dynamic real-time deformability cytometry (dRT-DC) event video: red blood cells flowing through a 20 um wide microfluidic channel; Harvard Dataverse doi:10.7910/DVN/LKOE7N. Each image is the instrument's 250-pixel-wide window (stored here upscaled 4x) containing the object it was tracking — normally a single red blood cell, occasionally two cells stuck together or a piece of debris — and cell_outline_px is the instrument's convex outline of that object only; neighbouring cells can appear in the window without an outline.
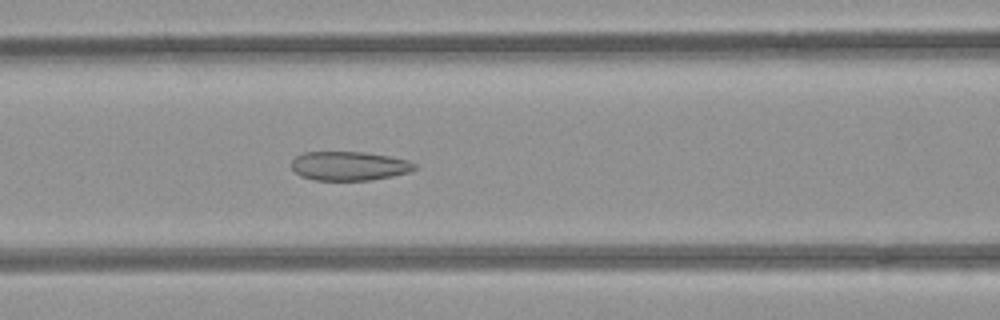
{"species": "common noctule bat (a hibernating species)", "species_latin": "Nyctalus noctula", "temperature_condition": "room temperature", "stored_images_in_passage": 44, "camera_frame_rate_fps": 3000, "um_per_image_px": 0.085, "animal": {"sex": "female", "body_mass_g": 21.9}, "frame": {"image": 1, "passage_image": 14, "time_ms": 4.333, "image_size_px": [1000, 320], "cell_outline_px": [[416, 168], [408, 172], [392, 176], [368, 180], [312, 180], [300, 176], [292, 168], [292, 160], [296, 156], [304, 152], [364, 152], [388, 156], [408, 160], [416, 164]], "centroid_in_image_um": [29.66, 14.1], "position_along_channel_um": 136.9, "area_um2": 20.75}}
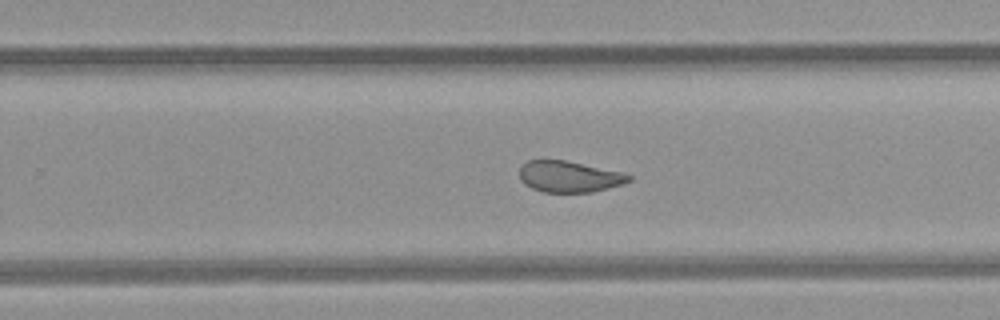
{"frame": {"image": 2, "passage_image": 25, "time_ms": 8.0, "image_size_px": [1000, 320], "cell_outline_px": [[632, 180], [624, 184], [592, 192], [544, 192], [532, 188], [524, 184], [520, 180], [520, 168], [528, 160], [564, 160], [620, 172], [632, 176]], "centroid_in_image_um": [48.38, 15.02], "position_along_channel_um": 281.4, "area_um2": 19.71}}
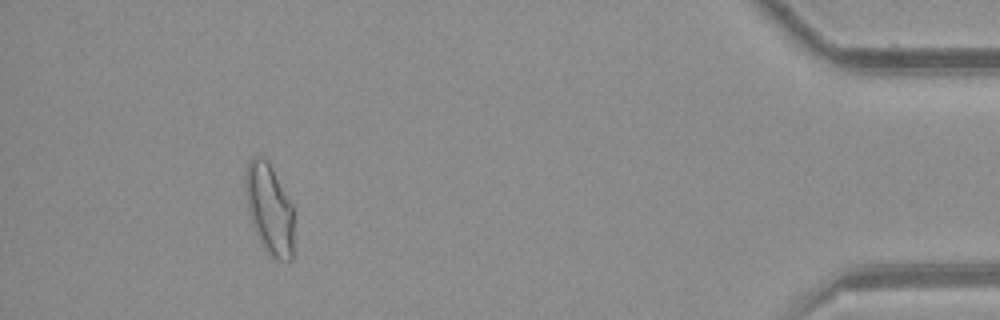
{"frame": {"image": 3, "passage_image": 40, "time_ms": 13.0, "image_size_px": [1000, 320], "cell_outline_px": [[292, 260], [288, 264], [272, 256], [264, 248], [252, 224], [248, 208], [244, 184], [248, 160], [252, 156], [260, 156], [268, 164], [292, 204]], "centroid_in_image_um": [22.88, 17.79], "position_along_channel_um": 412.3, "area_um2": 24.85}, "authors_computed_cell_mechanics": {"area_um2": 22.8599, "velocity_mm_per_s": 3.9468, "shape_relaxation_time_tau1_ms": null, "shape_relaxation_time_tau2_ms": 1.556, "deformation_change_tau1": null, "deformation_change_tau2": 0.0831}}